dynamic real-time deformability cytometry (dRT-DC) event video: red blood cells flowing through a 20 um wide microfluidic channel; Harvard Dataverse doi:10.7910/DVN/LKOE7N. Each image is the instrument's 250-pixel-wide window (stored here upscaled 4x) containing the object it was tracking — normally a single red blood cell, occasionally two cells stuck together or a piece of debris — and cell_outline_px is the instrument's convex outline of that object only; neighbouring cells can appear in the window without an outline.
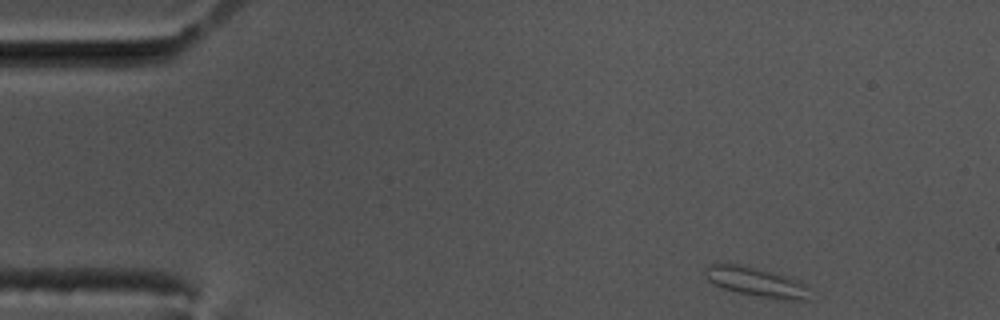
{"species": "common noctule bat (a hibernating species)", "species_latin": "Nyctalus noctula", "temperature_condition": "cold", "stored_images_in_passage": 10, "camera_frame_rate_fps": 3000, "um_per_image_px": 0.085, "animal": {"sex": "male", "body_mass_g": 17.5, "forearm_length_mm": 52.3}, "frame": {"image": 1, "passage_image": 1, "time_ms": 0.0, "image_size_px": [1000, 320], "cell_outline_px": [[808, 300], [784, 300], [760, 296], [740, 292], [724, 288], [712, 284], [704, 276], [704, 268], [712, 264], [736, 264], [756, 268], [800, 280], [808, 288]], "centroid_in_image_um": [64.26, 23.97], "position_along_channel_um": 20.7, "area_um2": 17.57}}